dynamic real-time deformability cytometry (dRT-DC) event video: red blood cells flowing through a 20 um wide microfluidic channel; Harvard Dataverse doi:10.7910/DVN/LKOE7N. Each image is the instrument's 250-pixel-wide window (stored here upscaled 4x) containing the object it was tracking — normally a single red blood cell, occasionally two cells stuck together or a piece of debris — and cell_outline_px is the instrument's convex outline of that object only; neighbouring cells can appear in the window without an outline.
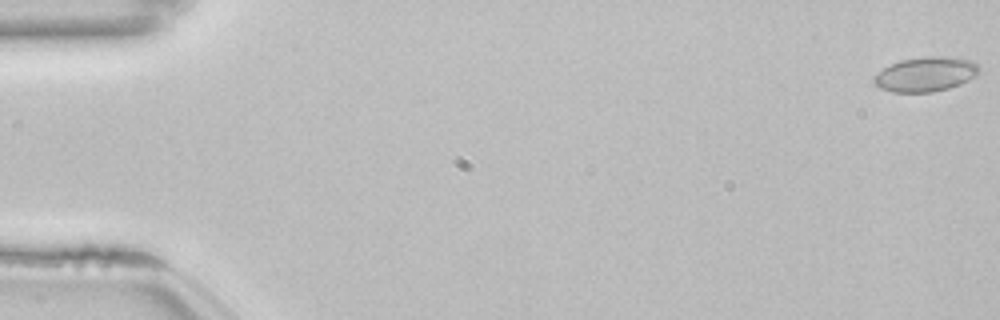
{"species": "common noctule bat (a hibernating species)", "species_latin": "Nyctalus noctula", "temperature_condition": "room temperature", "stored_images_in_passage": 54, "camera_frame_rate_fps": 3000, "um_per_image_px": 0.085, "animal": {"sex": "female", "body_mass_g": 22.7, "forearm_length_mm": 54.2}, "frame": {"image": 1, "passage_image": 1, "time_ms": 0.0, "image_size_px": [1000, 320], "cell_outline_px": [[980, 68], [976, 76], [960, 84], [948, 88], [932, 92], [892, 92], [880, 88], [872, 80], [872, 76], [884, 68], [900, 60], [924, 56], [948, 56], [968, 60], [976, 64]], "centroid_in_image_um": [78.66, 6.31], "position_along_channel_um": 6.3, "area_um2": 21.15}}
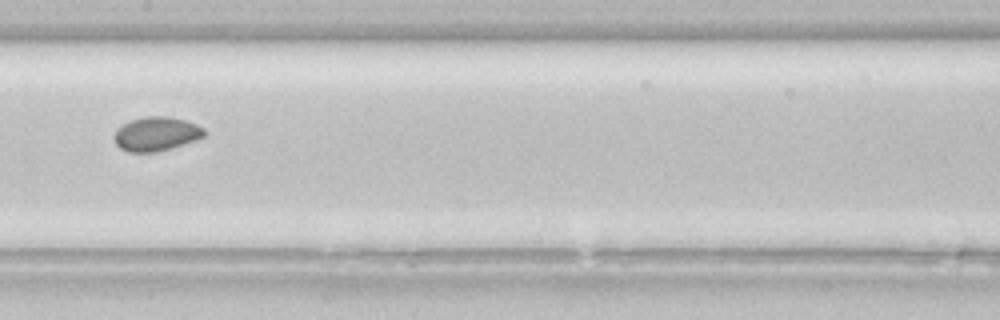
{"frame": {"image": 2, "passage_image": 28, "time_ms": 9.0, "image_size_px": [1000, 320], "cell_outline_px": [[204, 136], [172, 148], [156, 152], [128, 152], [120, 148], [116, 144], [112, 136], [116, 128], [132, 120], [144, 116], [164, 116], [184, 120], [196, 124], [204, 128]], "centroid_in_image_um": [13.23, 11.39], "position_along_channel_um": 194.2, "area_um2": 17.8}}
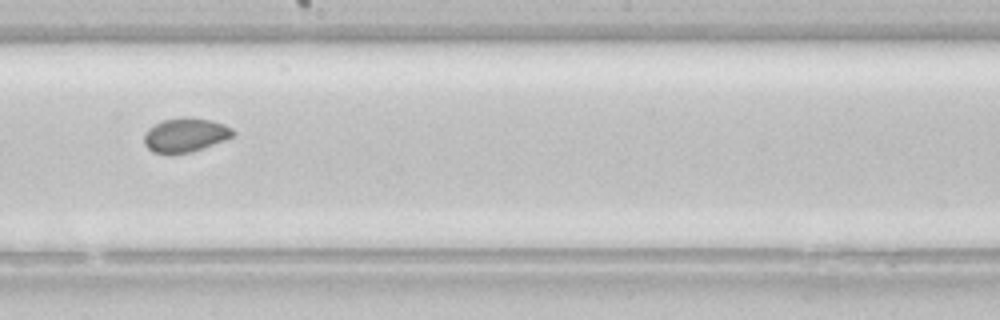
{"frame": {"image": 3, "passage_image": 31, "time_ms": 10.0, "image_size_px": [1000, 320], "cell_outline_px": [[236, 136], [192, 152], [152, 152], [144, 144], [144, 132], [148, 128], [164, 120], [184, 116], [212, 120], [224, 124], [232, 128], [236, 132]], "centroid_in_image_um": [15.8, 11.45], "position_along_channel_um": 232.4, "area_um2": 17.63}, "authors_computed_cell_mechanics": {"area_um2": 18.496, "velocity_mm_per_s": 3.8448, "shape_relaxation_time_tau1_ms": 6.032, "shape_relaxation_time_tau2_ms": null, "deformation_change_tau1": 0.0605, "deformation_change_tau2": null}}